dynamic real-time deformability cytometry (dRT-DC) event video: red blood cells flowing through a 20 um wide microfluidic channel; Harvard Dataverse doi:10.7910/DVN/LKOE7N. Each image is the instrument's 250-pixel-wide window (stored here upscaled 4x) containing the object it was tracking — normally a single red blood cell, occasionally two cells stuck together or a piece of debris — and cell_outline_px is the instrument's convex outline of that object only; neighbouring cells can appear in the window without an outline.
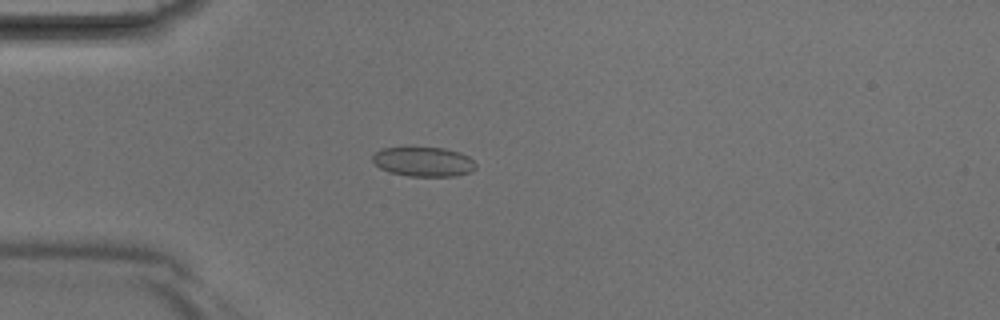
{"species": "Egyptian fruit bat (a non-hibernating species)", "species_latin": "Rousettus aegyptiacus", "temperature_condition": "room temperature", "stored_images_in_passage": 42, "camera_frame_rate_fps": 3000, "um_per_image_px": 0.085, "animal": {"sex": "male"}, "frame": {"image": 1, "passage_image": 12, "time_ms": 3.667, "image_size_px": [1000, 320], "cell_outline_px": [[476, 168], [472, 172], [456, 176], [408, 176], [388, 172], [380, 168], [372, 160], [372, 156], [376, 152], [384, 148], [444, 148], [460, 152], [468, 156], [476, 164]], "centroid_in_image_um": [36.02, 13.76], "position_along_channel_um": 49.0, "area_um2": 17.74}}
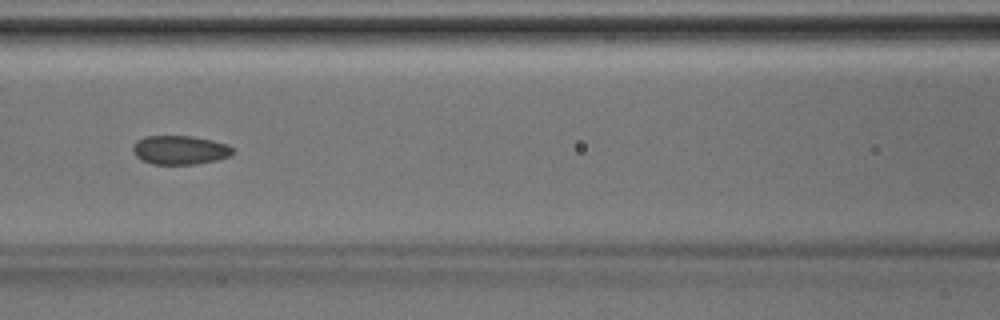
{"frame": {"image": 2, "passage_image": 19, "time_ms": 6.0, "image_size_px": [1000, 320], "cell_outline_px": [[232, 152], [228, 156], [216, 160], [192, 164], [152, 164], [140, 160], [136, 156], [132, 148], [132, 144], [136, 140], [144, 136], [192, 136], [212, 140], [228, 144], [232, 148]], "centroid_in_image_um": [15.23, 12.74], "position_along_channel_um": 151.4, "area_um2": 16.82}}
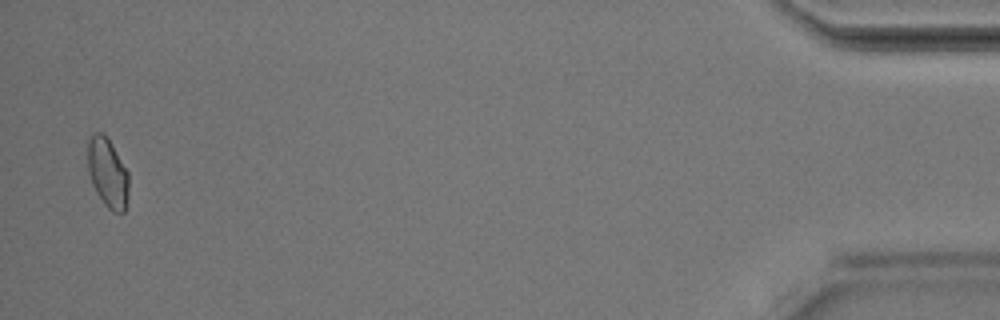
{"frame": {"image": 3, "passage_image": 41, "time_ms": 13.333, "image_size_px": [1000, 320], "cell_outline_px": [[128, 196], [124, 212], [112, 212], [104, 204], [96, 192], [92, 184], [88, 172], [88, 140], [96, 132], [100, 132], [108, 140], [128, 172]], "centroid_in_image_um": [9.14, 14.74], "position_along_channel_um": 426.1, "area_um2": 16.24}}